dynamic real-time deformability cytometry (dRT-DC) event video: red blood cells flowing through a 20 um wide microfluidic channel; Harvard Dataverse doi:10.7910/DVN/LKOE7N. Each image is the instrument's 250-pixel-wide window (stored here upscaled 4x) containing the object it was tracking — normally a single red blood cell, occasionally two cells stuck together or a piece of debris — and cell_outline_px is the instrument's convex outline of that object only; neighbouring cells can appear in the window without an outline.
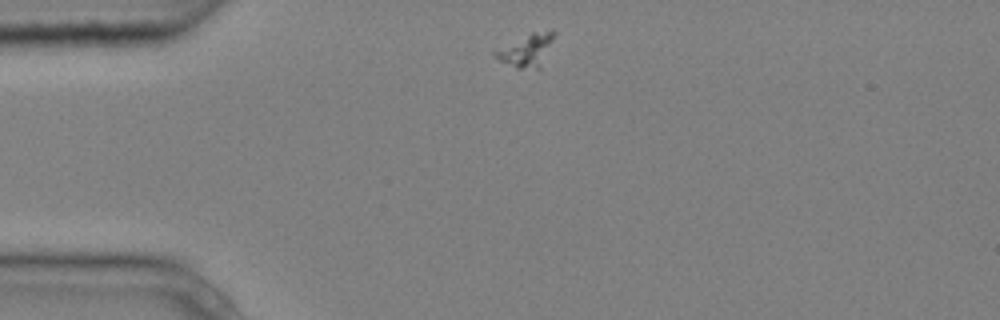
{"species": "common noctule bat (a hibernating species)", "species_latin": "Nyctalus noctula", "temperature_condition": "cold", "stored_images_in_passage": 3, "camera_frame_rate_fps": 3000, "um_per_image_px": 0.085, "animal": {"sex": "male", "body_mass_g": 20.4}, "frame": {"image": 1, "passage_image": 1, "time_ms": 0.0, "image_size_px": [1000, 320], "cell_outline_px": [[556, 32], [540, 72], [516, 68], [500, 60], [492, 52], [532, 32], [552, 28]], "centroid_in_image_um": [44.85, 4.3], "position_along_channel_um": 40.1, "area_um2": 11.44}}
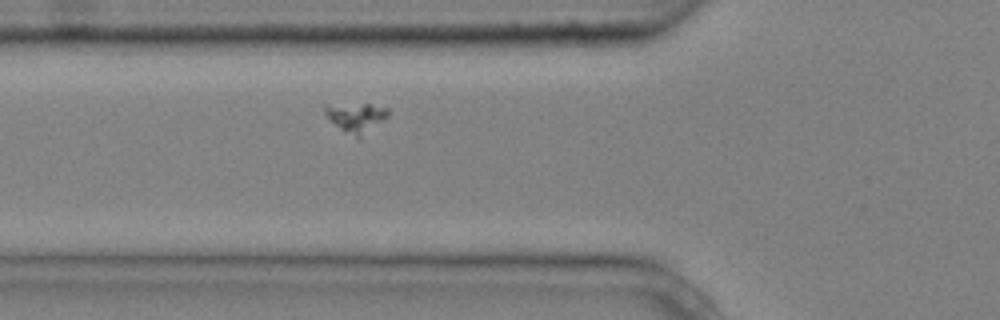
{"frame": {"image": 2, "passage_image": 3, "time_ms": 0.667, "image_size_px": [1000, 320], "cell_outline_px": [[388, 116], [356, 140], [340, 128], [324, 112], [324, 104], [368, 104], [388, 108]], "centroid_in_image_um": [30.25, 9.97], "position_along_channel_um": 95.5, "area_um2": 10.58}}